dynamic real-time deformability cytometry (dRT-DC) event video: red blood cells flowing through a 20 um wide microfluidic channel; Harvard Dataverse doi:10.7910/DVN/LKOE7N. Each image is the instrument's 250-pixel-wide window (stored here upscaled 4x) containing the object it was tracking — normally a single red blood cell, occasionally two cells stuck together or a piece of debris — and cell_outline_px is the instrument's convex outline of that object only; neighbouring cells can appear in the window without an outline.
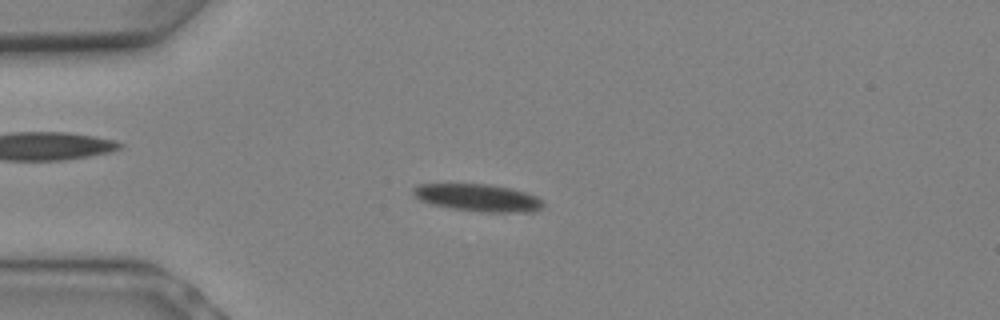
{"species": "Egyptian fruit bat (a non-hibernating species)", "species_latin": "Rousettus aegyptiacus", "temperature_condition": "warm", "stored_images_in_passage": 7, "camera_frame_rate_fps": 3000, "um_per_image_px": 0.085, "animal": {"sex": "female"}, "frame": {"image": 1, "passage_image": 6, "time_ms": 1.667, "image_size_px": [1000, 320], "cell_outline_px": [[544, 208], [532, 212], [484, 212], [452, 208], [432, 204], [420, 200], [412, 192], [412, 188], [416, 184], [488, 184], [512, 188], [528, 192], [544, 200]], "centroid_in_image_um": [40.69, 16.8], "position_along_channel_um": 44.3, "area_um2": 20.92}}